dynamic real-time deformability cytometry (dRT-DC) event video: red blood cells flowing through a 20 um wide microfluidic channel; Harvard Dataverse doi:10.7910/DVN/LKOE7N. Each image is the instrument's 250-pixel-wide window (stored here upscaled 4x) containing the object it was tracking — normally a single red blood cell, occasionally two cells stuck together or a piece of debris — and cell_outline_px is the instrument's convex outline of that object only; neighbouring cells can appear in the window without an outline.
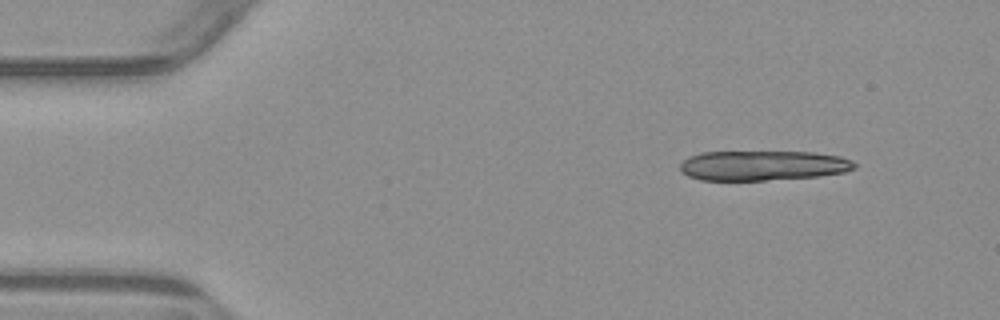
{"species": "common noctule bat (a hibernating species)", "species_latin": "Nyctalus noctula", "temperature_condition": "warm", "stored_images_in_passage": 5, "camera_frame_rate_fps": 3000, "um_per_image_px": 0.085, "animal": {"sex": "male", "body_mass_g": 23.1, "forearm_length_mm": 52.7}, "frame": {"image": 1, "passage_image": 2, "time_ms": 1.0, "image_size_px": [1000, 320], "cell_outline_px": [[856, 168], [844, 172], [820, 176], [764, 180], [700, 180], [688, 176], [680, 172], [680, 164], [688, 156], [700, 152], [812, 152], [840, 156], [852, 160], [856, 164]], "centroid_in_image_um": [64.83, 14.07], "position_along_channel_um": 20.2, "area_um2": 30.52}}
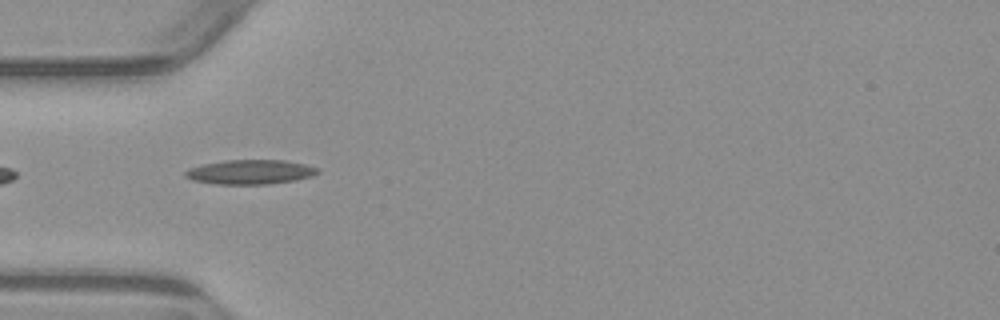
{"frame": {"image": 2, "passage_image": 5, "time_ms": 4.667, "image_size_px": [1000, 320], "cell_outline_px": [[320, 172], [312, 176], [296, 180], [268, 184], [216, 184], [192, 180], [184, 176], [184, 172], [192, 168], [204, 164], [228, 160], [284, 160], [304, 164], [320, 168]], "centroid_in_image_um": [21.31, 14.62], "position_along_channel_um": 63.7, "area_um2": 18.79}}